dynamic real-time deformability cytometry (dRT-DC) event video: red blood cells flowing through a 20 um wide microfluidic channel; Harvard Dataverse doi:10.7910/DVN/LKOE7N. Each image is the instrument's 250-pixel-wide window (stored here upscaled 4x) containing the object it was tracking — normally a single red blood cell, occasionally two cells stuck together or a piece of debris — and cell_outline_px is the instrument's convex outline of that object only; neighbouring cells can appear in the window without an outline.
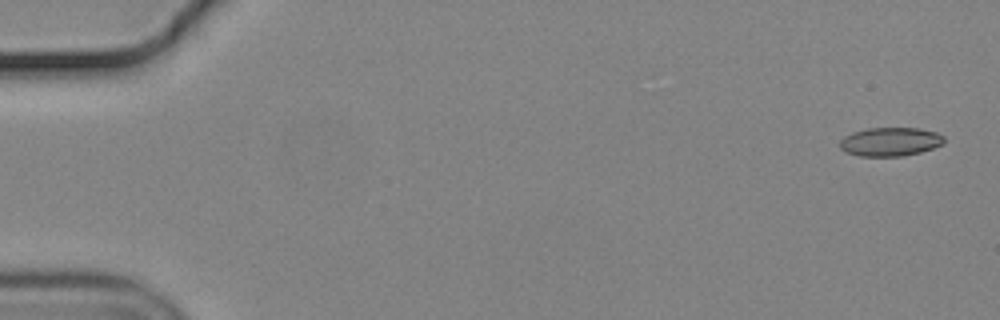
{"species": "common noctule bat (a hibernating species)", "species_latin": "Nyctalus noctula", "temperature_condition": "cold", "stored_images_in_passage": 55, "camera_frame_rate_fps": 3000, "um_per_image_px": 0.085, "animal": {"sex": "male", "body_mass_g": 19.2, "forearm_length_mm": 51.8}, "frame": {"image": 1, "passage_image": 1, "time_ms": 0.0, "image_size_px": [1000, 320], "cell_outline_px": [[944, 144], [920, 152], [904, 156], [860, 156], [844, 152], [840, 148], [840, 140], [844, 136], [852, 132], [868, 128], [920, 128], [936, 132], [944, 136]], "centroid_in_image_um": [75.66, 12.05], "position_along_channel_um": 9.3, "area_um2": 17.57}}
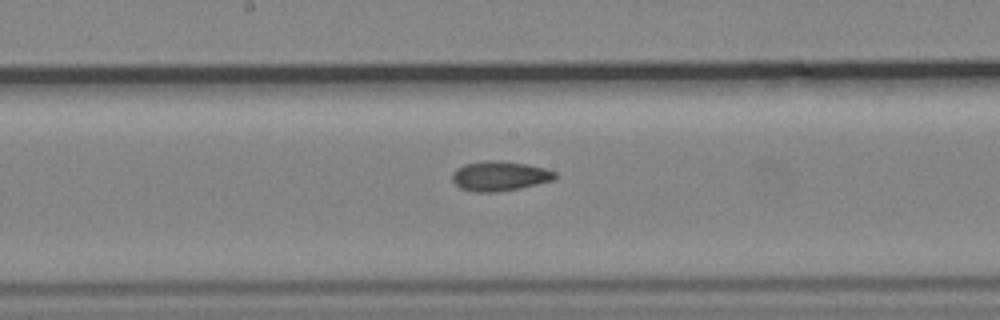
{"frame": {"image": 2, "passage_image": 29, "time_ms": 9.333, "image_size_px": [1000, 320], "cell_outline_px": [[556, 176], [552, 180], [520, 188], [492, 192], [472, 192], [460, 188], [452, 180], [452, 172], [456, 168], [464, 164], [484, 160], [496, 160], [528, 164], [544, 168], [556, 172]], "centroid_in_image_um": [42.42, 14.95], "position_along_channel_um": 205.8, "area_um2": 17.8}}
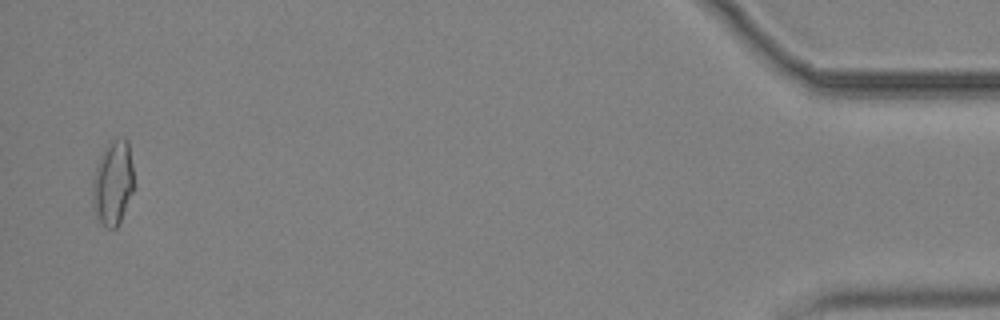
{"frame": {"image": 3, "passage_image": 54, "time_ms": 17.667, "image_size_px": [1000, 320], "cell_outline_px": [[136, 184], [120, 224], [116, 228], [108, 228], [96, 216], [92, 204], [92, 180], [100, 156], [104, 148], [116, 140], [124, 136], [128, 140]], "centroid_in_image_um": [9.63, 15.56], "position_along_channel_um": 425.6, "area_um2": 20.69}, "authors_computed_cell_mechanics": {"area_um2": 17.6868, "velocity_mm_per_s": 3.6751, "shape_relaxation_time_tau1_ms": null, "shape_relaxation_time_tau2_ms": 2.6479, "deformation_change_tau1": null, "deformation_change_tau2": 0.0886}}